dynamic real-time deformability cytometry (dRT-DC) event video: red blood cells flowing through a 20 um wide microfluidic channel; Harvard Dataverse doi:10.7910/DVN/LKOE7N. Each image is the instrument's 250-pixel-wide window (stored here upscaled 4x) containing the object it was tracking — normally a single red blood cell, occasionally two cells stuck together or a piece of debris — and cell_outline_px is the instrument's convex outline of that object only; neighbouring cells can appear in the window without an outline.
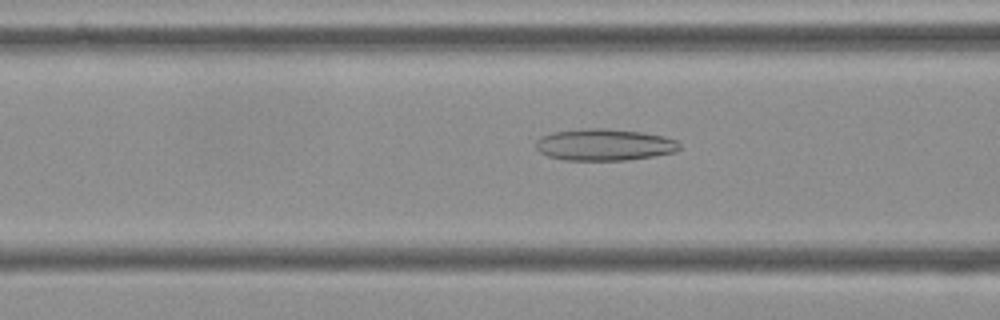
{"species": "Egyptian fruit bat (a non-hibernating species)", "species_latin": "Rousettus aegyptiacus", "temperature_condition": "cold", "stored_images_in_passage": 50, "camera_frame_rate_fps": 3000, "um_per_image_px": 0.085, "frame": {"image": 1, "passage_image": 16, "time_ms": 5.0, "image_size_px": [1000, 320], "cell_outline_px": [[680, 148], [676, 152], [628, 160], [564, 160], [548, 156], [540, 152], [536, 148], [536, 140], [552, 132], [588, 128], [604, 128], [644, 132], [664, 136], [676, 140], [680, 144]], "centroid_in_image_um": [51.39, 12.3], "position_along_channel_um": 115.2, "area_um2": 26.59}}
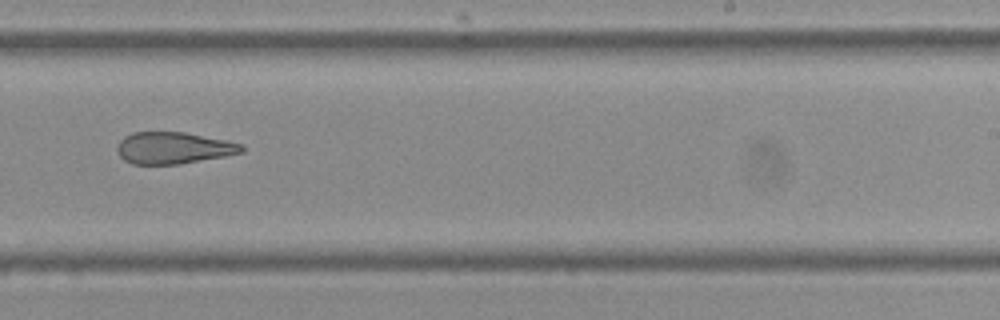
{"frame": {"image": 2, "passage_image": 29, "time_ms": 9.333, "image_size_px": [1000, 320], "cell_outline_px": [[244, 152], [224, 156], [180, 164], [132, 164], [124, 160], [116, 152], [116, 144], [124, 136], [132, 132], [184, 132], [228, 140], [244, 144]], "centroid_in_image_um": [14.73, 12.57], "position_along_channel_um": 274.3, "area_um2": 23.29}}
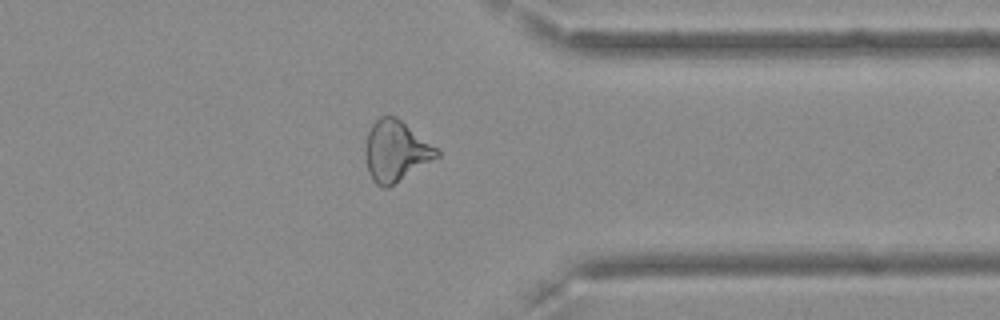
{"frame": {"image": 3, "passage_image": 38, "time_ms": 12.333, "image_size_px": [1000, 320], "cell_outline_px": [[440, 156], [388, 188], [384, 188], [376, 184], [372, 180], [368, 172], [364, 152], [364, 148], [368, 132], [372, 124], [380, 116], [396, 116], [436, 148], [440, 152]], "centroid_in_image_um": [33.61, 12.86], "position_along_channel_um": 377.8, "area_um2": 25.26}, "authors_computed_cell_mechanics": {"area_um2": 26.1545, "velocity_mm_per_s": 3.6635, "shape_relaxation_time_tau1_ms": null, "shape_relaxation_time_tau2_ms": 5.104, "deformation_change_tau1": null, "deformation_change_tau2": 0.1582}}